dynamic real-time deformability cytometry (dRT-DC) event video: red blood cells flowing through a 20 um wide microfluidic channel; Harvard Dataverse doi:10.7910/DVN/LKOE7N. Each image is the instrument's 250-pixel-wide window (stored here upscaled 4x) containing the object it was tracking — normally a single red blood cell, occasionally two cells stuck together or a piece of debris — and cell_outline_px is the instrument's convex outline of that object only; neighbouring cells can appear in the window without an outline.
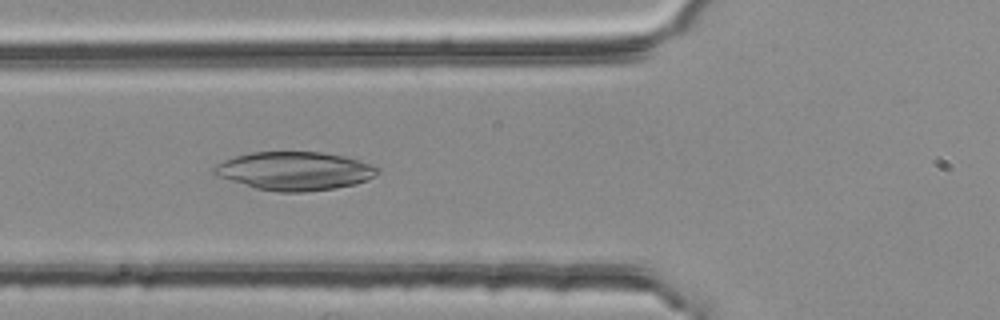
{"species": "common noctule bat (a hibernating species)", "species_latin": "Nyctalus noctula", "temperature_condition": "room temperature", "stored_images_in_passage": 39, "camera_frame_rate_fps": 3000, "um_per_image_px": 0.085, "animal": {"sex": "female", "body_mass_g": 25.1}, "frame": {"image": 1, "passage_image": 6, "time_ms": 1.667, "image_size_px": [1000, 320], "cell_outline_px": [[380, 168], [376, 176], [368, 180], [356, 184], [332, 188], [304, 192], [276, 192], [256, 188], [216, 176], [212, 172], [212, 168], [216, 164], [224, 160], [236, 156], [252, 152], [320, 152], [344, 156]], "centroid_in_image_um": [25.02, 14.54], "position_along_channel_um": 100.8, "area_um2": 36.47}}
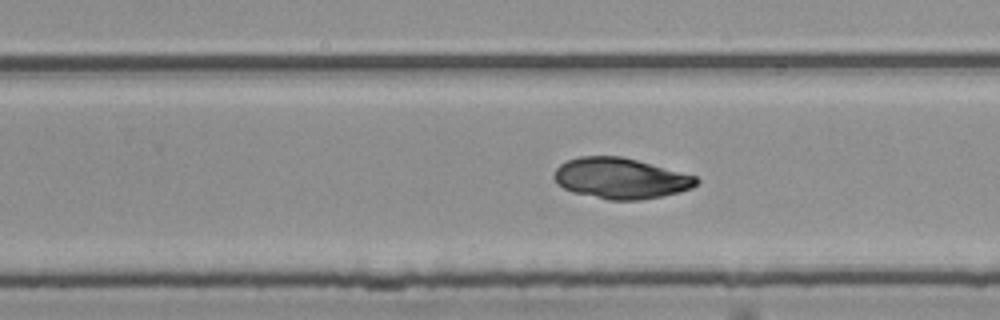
{"frame": {"image": 2, "passage_image": 20, "time_ms": 6.333, "image_size_px": [1000, 320], "cell_outline_px": [[700, 180], [692, 188], [680, 192], [640, 200], [608, 200], [572, 192], [556, 184], [552, 176], [556, 168], [560, 164], [568, 160], [580, 156], [620, 156], [636, 160], [696, 176]], "centroid_in_image_um": [52.71, 15.16], "position_along_channel_um": 277.1, "area_um2": 33.76}}
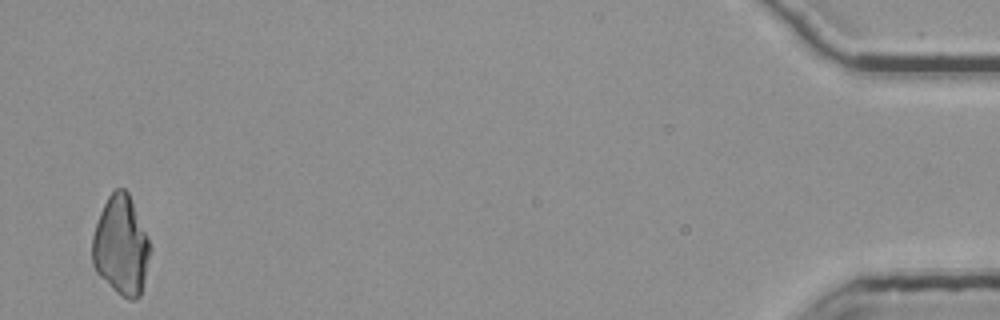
{"frame": {"image": 3, "passage_image": 39, "time_ms": 12.667, "image_size_px": [1000, 320], "cell_outline_px": [[152, 252], [140, 296], [136, 300], [128, 300], [120, 296], [96, 272], [92, 264], [92, 236], [100, 212], [108, 196], [116, 188], [124, 188], [128, 192], [132, 200], [152, 248]], "centroid_in_image_um": [10.3, 20.91], "position_along_channel_um": 424.9, "area_um2": 33.7}}